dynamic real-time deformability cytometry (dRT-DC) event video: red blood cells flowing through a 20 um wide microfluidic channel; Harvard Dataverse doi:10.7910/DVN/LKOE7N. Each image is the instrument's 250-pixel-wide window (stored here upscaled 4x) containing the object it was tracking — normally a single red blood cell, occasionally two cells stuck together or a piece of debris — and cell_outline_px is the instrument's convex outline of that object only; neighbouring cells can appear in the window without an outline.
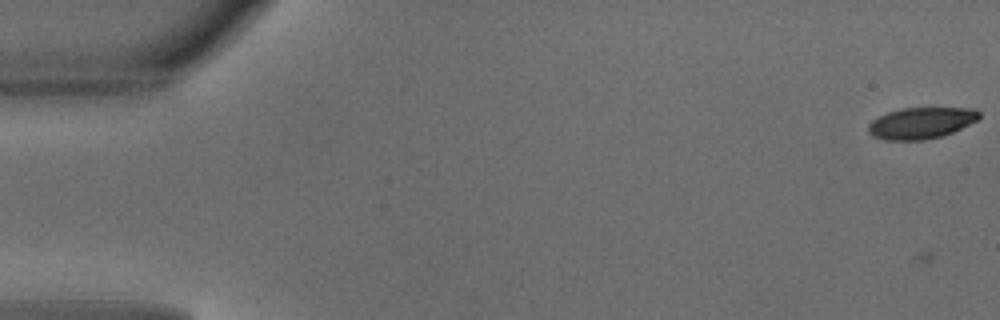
{"species": "common noctule bat (a hibernating species)", "species_latin": "Nyctalus noctula", "temperature_condition": "warm", "stored_images_in_passage": 6, "camera_frame_rate_fps": 3000, "um_per_image_px": 0.085, "animal": {"sex": "male", "body_mass_g": 18.8}, "frame": {"image": 1, "passage_image": 3, "time_ms": 0.667, "image_size_px": [1000, 320], "cell_outline_px": [[980, 116], [976, 120], [944, 136], [924, 140], [884, 140], [872, 136], [868, 132], [868, 124], [872, 120], [888, 112], [900, 108], [976, 108], [980, 112]], "centroid_in_image_um": [78.27, 10.46], "position_along_channel_um": 6.7, "area_um2": 20.29}}